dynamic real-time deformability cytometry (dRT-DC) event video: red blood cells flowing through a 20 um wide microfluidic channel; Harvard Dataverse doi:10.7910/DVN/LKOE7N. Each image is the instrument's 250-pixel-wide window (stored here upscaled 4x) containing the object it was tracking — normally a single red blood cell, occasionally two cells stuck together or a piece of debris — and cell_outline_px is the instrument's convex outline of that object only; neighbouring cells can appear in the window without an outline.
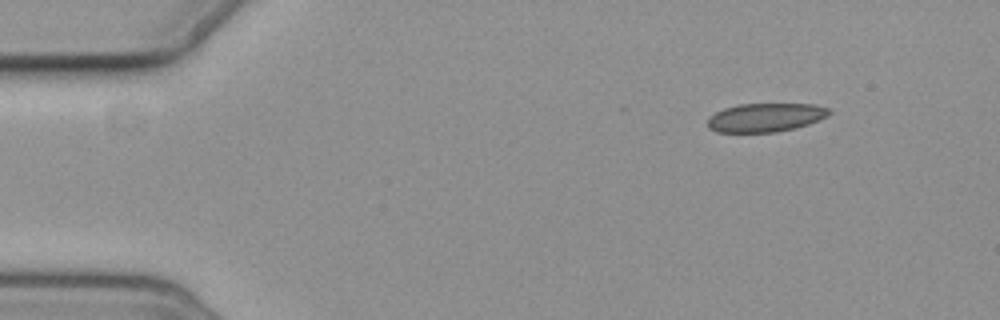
{"species": "common noctule bat (a hibernating species)", "species_latin": "Nyctalus noctula", "temperature_condition": "cold", "stored_images_in_passage": 3, "camera_frame_rate_fps": 3000, "um_per_image_px": 0.085, "animal": {"sex": "female", "body_mass_g": 19.3, "forearm_length_mm": 54.1}, "frame": {"image": 1, "passage_image": 1, "time_ms": 0.0, "image_size_px": [1000, 320], "cell_outline_px": [[832, 112], [828, 116], [808, 124], [796, 128], [776, 132], [716, 132], [708, 128], [708, 116], [724, 108], [740, 104], [816, 104], [828, 108]], "centroid_in_image_um": [65.07, 9.98], "position_along_channel_um": 19.9, "area_um2": 20.4}}